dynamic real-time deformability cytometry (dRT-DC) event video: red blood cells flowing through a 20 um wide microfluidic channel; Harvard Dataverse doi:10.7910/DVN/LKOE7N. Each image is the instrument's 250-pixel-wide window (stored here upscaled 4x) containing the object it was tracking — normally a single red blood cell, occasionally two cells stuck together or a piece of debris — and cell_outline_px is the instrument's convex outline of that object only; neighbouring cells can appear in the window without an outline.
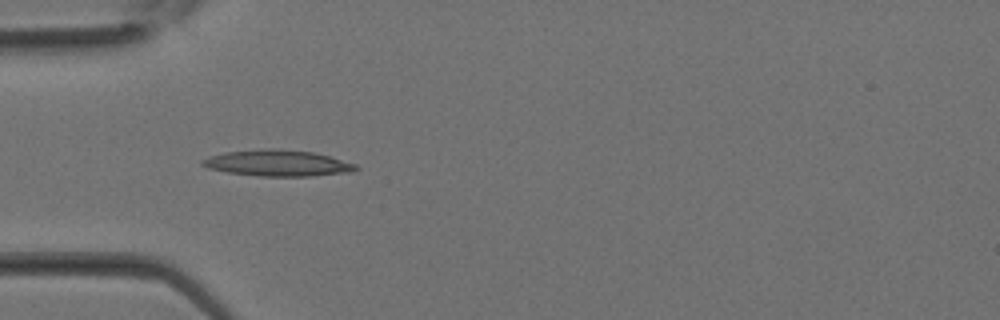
{"species": "Egyptian fruit bat (a non-hibernating species)", "species_latin": "Rousettus aegyptiacus", "temperature_condition": "room temperature", "stored_images_in_passage": 4, "camera_frame_rate_fps": 3000, "um_per_image_px": 0.085, "animal": {"sex": "female"}, "frame": {"image": 1, "passage_image": 2, "time_ms": 0.333, "image_size_px": [1000, 320], "cell_outline_px": [[360, 168], [352, 172], [312, 176], [260, 176], [228, 172], [208, 168], [200, 164], [200, 160], [224, 152], [264, 148], [272, 148], [312, 152], [328, 156], [356, 164]], "centroid_in_image_um": [23.6, 13.86], "position_along_channel_um": 61.4, "area_um2": 23.35}}
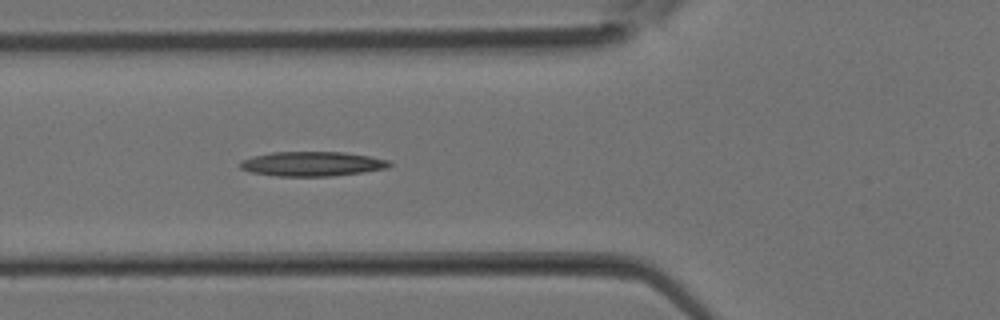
{"frame": {"image": 2, "passage_image": 4, "time_ms": 1.0, "image_size_px": [1000, 320], "cell_outline_px": [[392, 164], [388, 168], [364, 172], [332, 176], [276, 176], [252, 172], [240, 168], [240, 160], [252, 156], [272, 152], [344, 152], [368, 156], [388, 160]], "centroid_in_image_um": [26.52, 13.93], "position_along_channel_um": 99.3, "area_um2": 21.39}}